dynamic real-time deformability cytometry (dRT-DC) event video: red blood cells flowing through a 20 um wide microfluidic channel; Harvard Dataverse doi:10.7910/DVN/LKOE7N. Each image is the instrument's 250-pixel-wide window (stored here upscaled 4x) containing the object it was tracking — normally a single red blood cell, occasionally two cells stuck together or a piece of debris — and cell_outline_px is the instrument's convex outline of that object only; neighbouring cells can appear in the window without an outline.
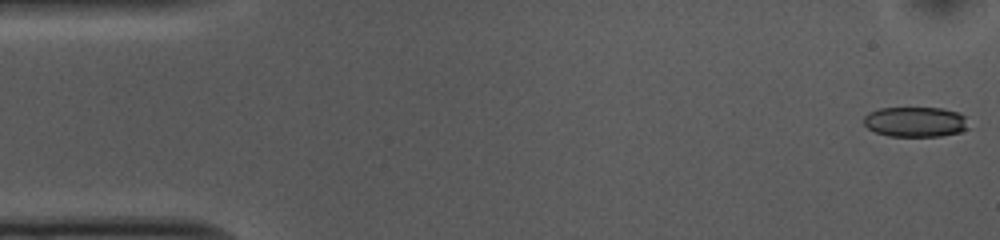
{"species": "common noctule bat (a hibernating species)", "species_latin": "Nyctalus noctula", "temperature_condition": "cold", "stored_images_in_passage": 53, "camera_frame_rate_fps": 3000, "um_per_image_px": 0.085, "animal": {"sex": "female", "body_mass_g": 10.0, "forearm_length_mm": 53.1}, "frame": {"image": 1, "passage_image": 1, "time_ms": 0.0, "image_size_px": [1000, 240], "cell_outline_px": [[972, 128], [960, 132], [940, 136], [888, 136], [876, 132], [868, 128], [864, 124], [864, 116], [868, 112], [880, 108], [944, 108], [960, 112], [964, 116]], "centroid_in_image_um": [77.86, 10.35], "position_along_channel_um": 7.1, "area_um2": 18.67}}
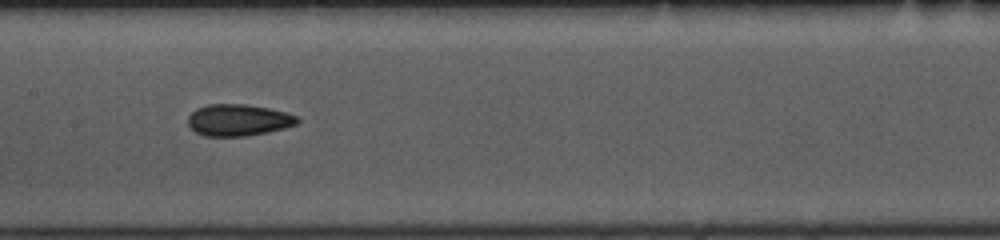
{"frame": {"image": 2, "passage_image": 25, "time_ms": 8.0, "image_size_px": [1000, 240], "cell_outline_px": [[300, 120], [296, 124], [284, 128], [268, 132], [244, 136], [204, 136], [196, 132], [188, 124], [188, 116], [196, 108], [208, 104], [244, 104], [268, 108], [288, 112], [296, 116]], "centroid_in_image_um": [20.26, 10.2], "position_along_channel_um": 187.1, "area_um2": 20.17}}
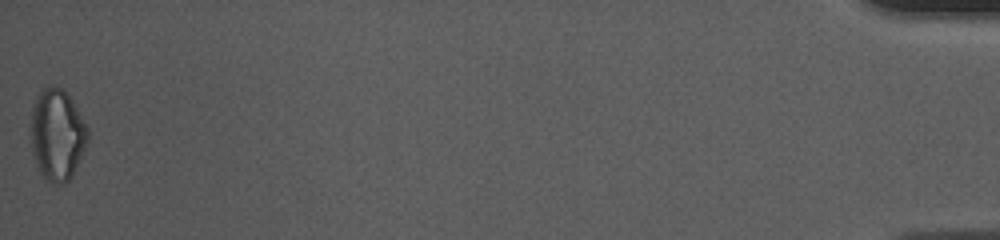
{"frame": {"image": 3, "passage_image": 53, "time_ms": 17.333, "image_size_px": [1000, 240], "cell_outline_px": [[88, 144], [72, 176], [64, 184], [52, 184], [40, 176], [32, 152], [28, 132], [32, 104], [36, 96], [44, 88], [52, 84], [64, 88], [72, 100], [88, 128]], "centroid_in_image_um": [4.82, 11.45], "position_along_channel_um": 430.4, "area_um2": 31.39}, "authors_computed_cell_mechanics": {"area_um2": 20.1144, "velocity_mm_per_s": 3.6957, "shape_relaxation_time_tau1_ms": 7.1856, "shape_relaxation_time_tau2_ms": 5.4916, "deformation_change_tau1": 0.1283, "deformation_change_tau2": 0.108}}